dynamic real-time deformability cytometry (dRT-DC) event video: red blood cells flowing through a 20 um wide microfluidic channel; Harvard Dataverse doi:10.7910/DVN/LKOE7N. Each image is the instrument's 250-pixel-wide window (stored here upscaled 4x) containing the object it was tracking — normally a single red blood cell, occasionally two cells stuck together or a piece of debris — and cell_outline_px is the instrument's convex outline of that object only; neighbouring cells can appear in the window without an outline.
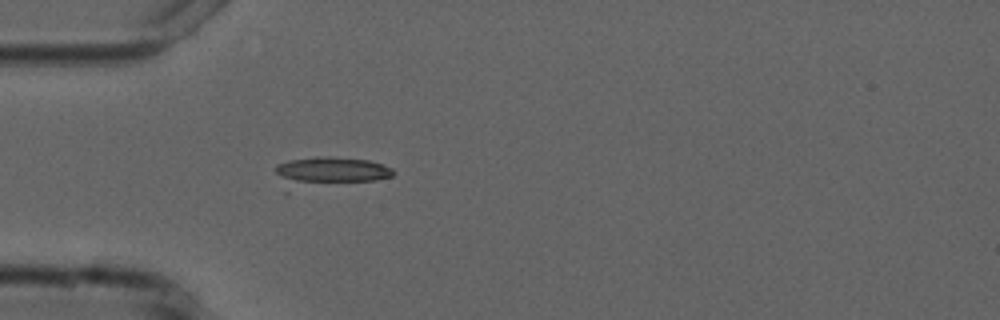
{"species": "common noctule bat (a hibernating species)", "species_latin": "Nyctalus noctula", "temperature_condition": "cold", "stored_images_in_passage": 4, "camera_frame_rate_fps": 3000, "um_per_image_px": 0.085, "animal": {"sex": "male", "forearm_length_mm": 52.5}, "frame": {"image": 1, "passage_image": 4, "time_ms": 4.0, "image_size_px": [1000, 320], "cell_outline_px": [[396, 172], [392, 176], [372, 180], [296, 184], [292, 184], [276, 172], [276, 164], [288, 160], [316, 156], [328, 156], [368, 160], [392, 168]], "centroid_in_image_um": [28.16, 14.46], "position_along_channel_um": 56.8, "area_um2": 18.03}}